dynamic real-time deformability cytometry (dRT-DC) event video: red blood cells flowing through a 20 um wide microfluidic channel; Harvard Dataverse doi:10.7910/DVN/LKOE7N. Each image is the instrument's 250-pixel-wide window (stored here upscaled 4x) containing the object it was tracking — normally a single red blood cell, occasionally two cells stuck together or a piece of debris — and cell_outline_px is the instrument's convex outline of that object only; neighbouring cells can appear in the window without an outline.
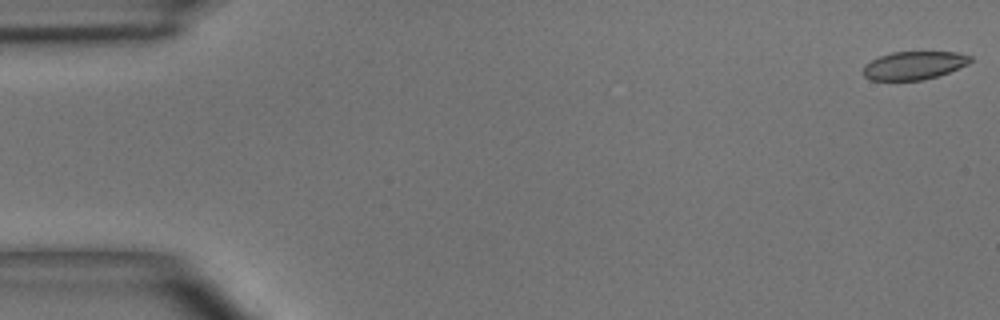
{"species": "common noctule bat (a hibernating species)", "species_latin": "Nyctalus noctula", "temperature_condition": "room temperature", "stored_images_in_passage": 7, "camera_frame_rate_fps": 3000, "um_per_image_px": 0.085, "animal": {"sex": "male", "body_mass_g": 15.6}, "frame": {"image": 1, "passage_image": 1, "time_ms": 0.0, "image_size_px": [1000, 320], "cell_outline_px": [[972, 60], [968, 64], [948, 72], [936, 76], [920, 80], [872, 80], [864, 76], [864, 64], [880, 56], [892, 52], [956, 52], [972, 56]], "centroid_in_image_um": [77.69, 5.55], "position_along_channel_um": 7.3, "area_um2": 17.4}}